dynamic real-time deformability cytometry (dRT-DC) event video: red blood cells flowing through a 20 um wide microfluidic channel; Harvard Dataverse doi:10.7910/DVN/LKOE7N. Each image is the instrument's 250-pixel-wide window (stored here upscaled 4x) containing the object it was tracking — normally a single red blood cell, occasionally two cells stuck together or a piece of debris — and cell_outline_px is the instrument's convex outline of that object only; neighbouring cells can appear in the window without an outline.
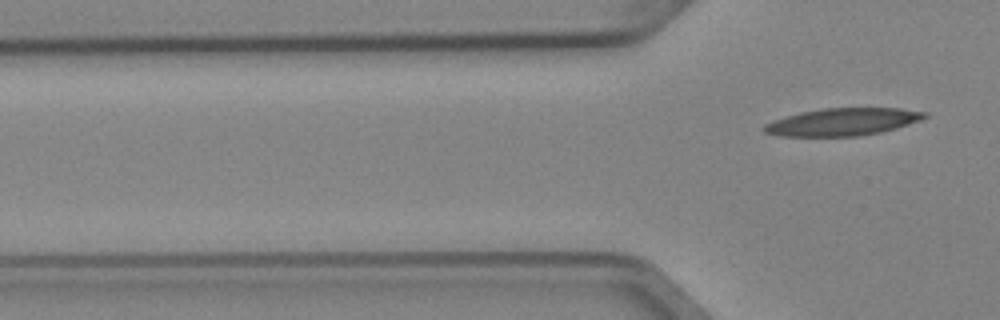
{"species": "Egyptian fruit bat (a non-hibernating species)", "species_latin": "Rousettus aegyptiacus", "temperature_condition": "cold", "stored_images_in_passage": 8, "camera_frame_rate_fps": 3000, "um_per_image_px": 0.085, "animal": {"sex": "female"}, "frame": {"image": 1, "passage_image": 8, "time_ms": 2.333, "image_size_px": [1000, 320], "cell_outline_px": [[928, 116], [920, 120], [896, 128], [880, 132], [860, 136], [780, 136], [764, 132], [760, 128], [764, 124], [784, 116], [800, 112], [824, 108], [900, 108], [928, 112]], "centroid_in_image_um": [71.6, 10.36], "position_along_channel_um": 54.2, "area_um2": 25.78}}